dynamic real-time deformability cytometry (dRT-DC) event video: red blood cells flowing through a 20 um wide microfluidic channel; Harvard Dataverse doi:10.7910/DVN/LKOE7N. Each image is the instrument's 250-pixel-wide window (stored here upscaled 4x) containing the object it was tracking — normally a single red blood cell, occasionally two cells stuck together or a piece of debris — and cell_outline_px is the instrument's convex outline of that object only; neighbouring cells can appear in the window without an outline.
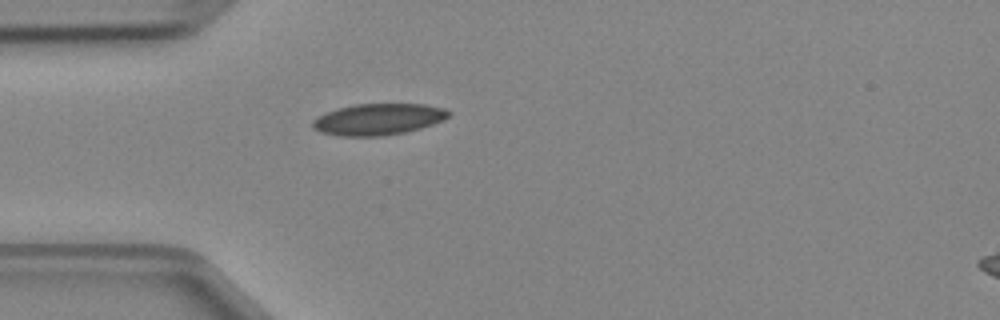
{"species": "Egyptian fruit bat (a non-hibernating species)", "species_latin": "Rousettus aegyptiacus", "temperature_condition": "cold", "stored_images_in_passage": 1, "camera_frame_rate_fps": 3000, "um_per_image_px": 0.085, "animal": {"sex": "female"}, "frame": {"image": 1, "passage_image": 1, "time_ms": 0.0, "image_size_px": [1000, 320], "cell_outline_px": [[452, 112], [444, 120], [420, 128], [404, 132], [384, 136], [340, 136], [320, 132], [312, 128], [312, 120], [328, 112], [340, 108], [356, 104], [424, 104], [444, 108]], "centroid_in_image_um": [32.17, 10.14], "position_along_channel_um": 52.8, "area_um2": 24.74}}